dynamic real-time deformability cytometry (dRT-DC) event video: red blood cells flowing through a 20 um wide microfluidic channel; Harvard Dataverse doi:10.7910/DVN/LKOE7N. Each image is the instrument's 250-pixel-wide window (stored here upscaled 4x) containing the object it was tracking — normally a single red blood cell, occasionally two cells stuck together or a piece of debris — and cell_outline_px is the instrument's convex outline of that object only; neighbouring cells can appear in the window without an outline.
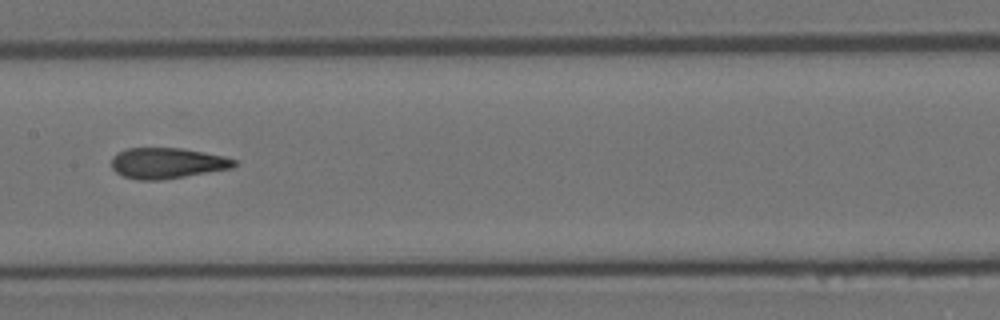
{"species": "Egyptian fruit bat (a non-hibernating species)", "species_latin": "Rousettus aegyptiacus", "temperature_condition": "room temperature", "stored_images_in_passage": 16, "camera_frame_rate_fps": 3000, "um_per_image_px": 0.085, "animal": {"sex": "female"}, "frame": {"image": 1, "passage_image": 8, "time_ms": 2.333, "image_size_px": [1000, 320], "cell_outline_px": [[236, 164], [232, 168], [160, 180], [140, 180], [124, 176], [116, 172], [112, 168], [112, 156], [116, 152], [128, 148], [180, 148], [224, 156], [236, 160]], "centroid_in_image_um": [14.17, 13.86], "position_along_channel_um": 193.2, "area_um2": 21.79}}
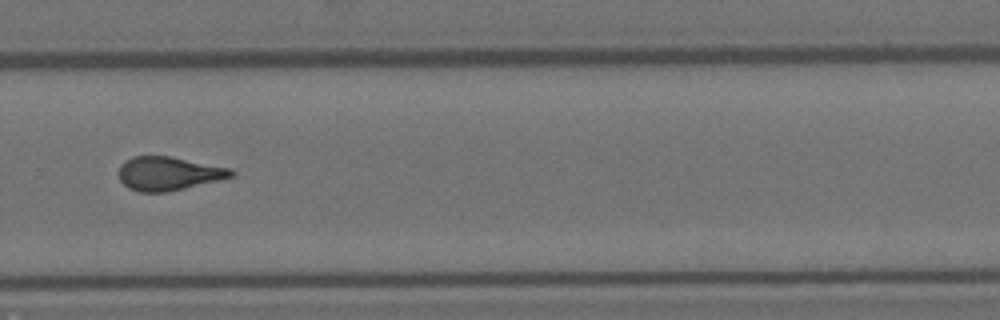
{"frame": {"image": 2, "passage_image": 11, "time_ms": 3.333, "image_size_px": [1000, 320], "cell_outline_px": [[236, 176], [168, 192], [140, 192], [128, 188], [120, 180], [120, 164], [124, 160], [132, 156], [168, 156], [232, 168], [236, 172]], "centroid_in_image_um": [14.35, 14.75], "position_along_channel_um": 315.5, "area_um2": 22.14}}
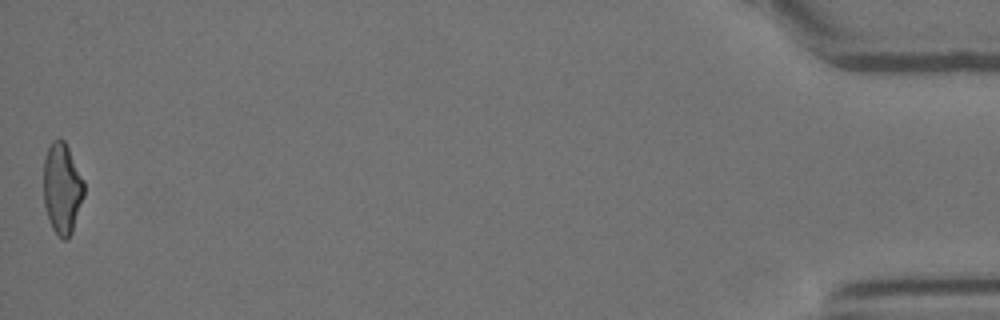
{"frame": {"image": 3, "passage_image": 16, "time_ms": 5.0, "image_size_px": [1000, 320], "cell_outline_px": [[84, 196], [72, 232], [68, 240], [64, 240], [52, 228], [44, 204], [44, 156], [52, 140], [60, 136], [64, 140], [84, 180]], "centroid_in_image_um": [5.28, 15.98], "position_along_channel_um": 429.9, "area_um2": 21.44}}